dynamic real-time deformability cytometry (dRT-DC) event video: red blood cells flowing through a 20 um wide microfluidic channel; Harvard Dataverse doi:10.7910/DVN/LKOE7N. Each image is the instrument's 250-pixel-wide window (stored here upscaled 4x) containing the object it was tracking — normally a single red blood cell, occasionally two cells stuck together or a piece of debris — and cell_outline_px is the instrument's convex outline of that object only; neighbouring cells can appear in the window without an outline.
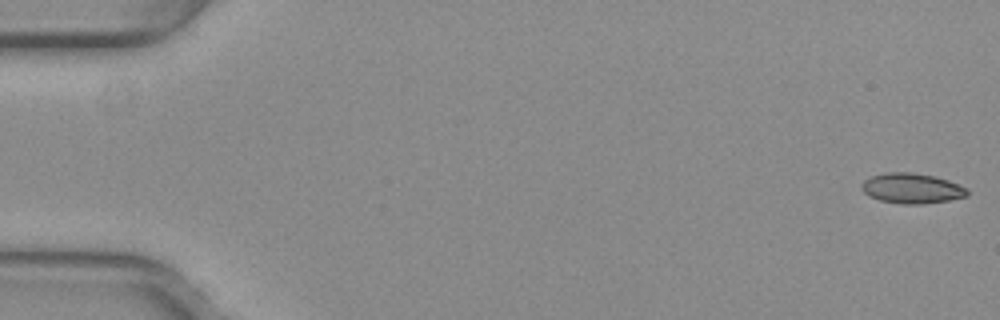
{"species": "common noctule bat (a hibernating species)", "species_latin": "Nyctalus noctula", "temperature_condition": "warm", "stored_images_in_passage": 20, "camera_frame_rate_fps": 3000, "um_per_image_px": 0.085, "animal": {"sex": "female", "body_mass_g": 29.2, "forearm_length_mm": 56.3}, "frame": {"image": 1, "passage_image": 1, "time_ms": 0.0, "image_size_px": [1000, 320], "cell_outline_px": [[968, 196], [948, 200], [920, 204], [904, 204], [880, 200], [868, 196], [860, 188], [860, 184], [864, 180], [872, 176], [884, 172], [912, 172], [936, 176], [948, 180], [968, 188]], "centroid_in_image_um": [77.49, 15.99], "position_along_channel_um": 7.5, "area_um2": 18.73}}
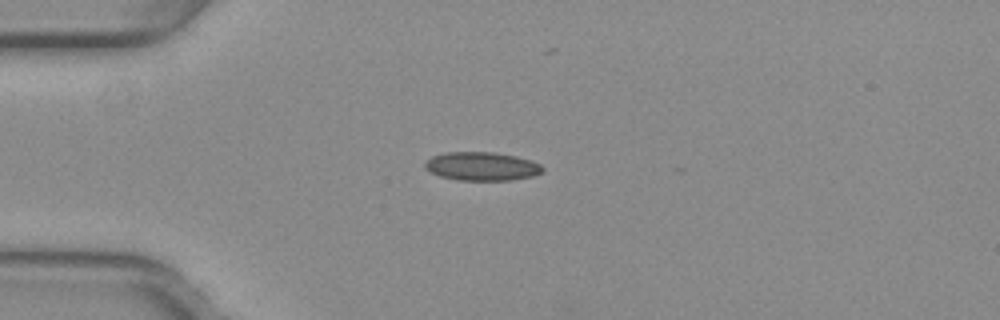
{"frame": {"image": 2, "passage_image": 14, "time_ms": 4.333, "image_size_px": [1000, 320], "cell_outline_px": [[544, 172], [532, 176], [512, 180], [460, 180], [440, 176], [424, 168], [424, 160], [432, 156], [444, 152], [492, 152], [516, 156], [532, 160], [540, 164], [544, 168]], "centroid_in_image_um": [40.96, 14.13], "position_along_channel_um": 44.0, "area_um2": 19.71}}
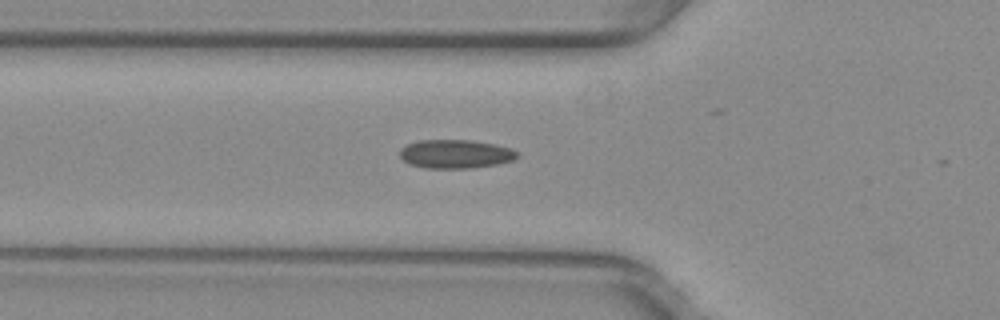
{"frame": {"image": 3, "passage_image": 19, "time_ms": 6.0, "image_size_px": [1000, 320], "cell_outline_px": [[520, 156], [512, 160], [496, 164], [472, 168], [424, 168], [408, 164], [400, 156], [400, 148], [416, 140], [472, 140], [512, 148]], "centroid_in_image_um": [38.69, 13.09], "position_along_channel_um": 87.1, "area_um2": 19.65}}